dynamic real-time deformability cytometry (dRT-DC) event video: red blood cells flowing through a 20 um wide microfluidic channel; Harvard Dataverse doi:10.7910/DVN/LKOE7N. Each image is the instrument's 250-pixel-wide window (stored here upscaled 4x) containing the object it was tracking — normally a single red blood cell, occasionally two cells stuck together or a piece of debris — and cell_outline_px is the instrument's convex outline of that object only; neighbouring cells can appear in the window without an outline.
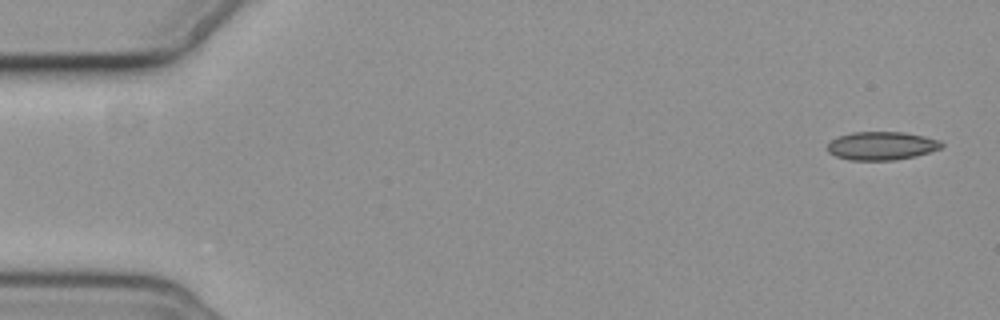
{"species": "common noctule bat (a hibernating species)", "species_latin": "Nyctalus noctula", "temperature_condition": "cold", "stored_images_in_passage": 5, "camera_frame_rate_fps": 3000, "um_per_image_px": 0.085, "animal": {"sex": "female", "body_mass_g": 19.3, "forearm_length_mm": 54.1}, "frame": {"image": 1, "passage_image": 1, "time_ms": 0.0, "image_size_px": [1000, 320], "cell_outline_px": [[944, 144], [940, 148], [916, 156], [896, 160], [848, 160], [836, 156], [828, 152], [828, 144], [832, 140], [840, 136], [852, 132], [904, 132], [924, 136], [940, 140]], "centroid_in_image_um": [74.95, 12.39], "position_along_channel_um": 10.1, "area_um2": 18.79}}
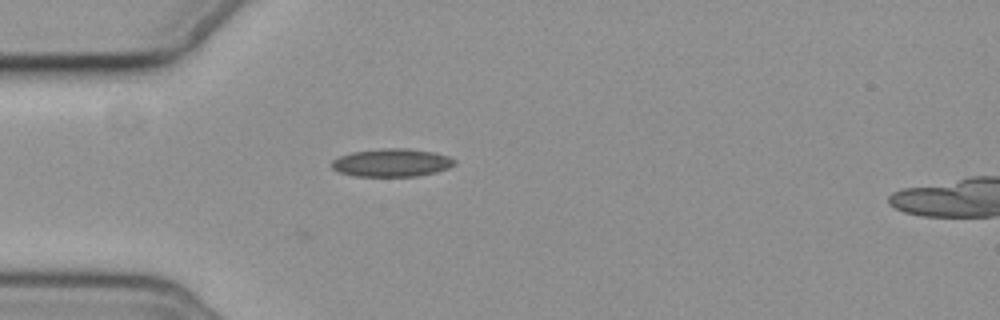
{"frame": {"image": 2, "passage_image": 5, "time_ms": 4.667, "image_size_px": [1000, 320], "cell_outline_px": [[456, 164], [448, 168], [436, 172], [416, 176], [356, 176], [340, 172], [332, 168], [332, 160], [340, 156], [352, 152], [384, 148], [408, 148], [432, 152], [448, 156], [456, 160]], "centroid_in_image_um": [33.32, 13.82], "position_along_channel_um": 51.7, "area_um2": 19.94}}